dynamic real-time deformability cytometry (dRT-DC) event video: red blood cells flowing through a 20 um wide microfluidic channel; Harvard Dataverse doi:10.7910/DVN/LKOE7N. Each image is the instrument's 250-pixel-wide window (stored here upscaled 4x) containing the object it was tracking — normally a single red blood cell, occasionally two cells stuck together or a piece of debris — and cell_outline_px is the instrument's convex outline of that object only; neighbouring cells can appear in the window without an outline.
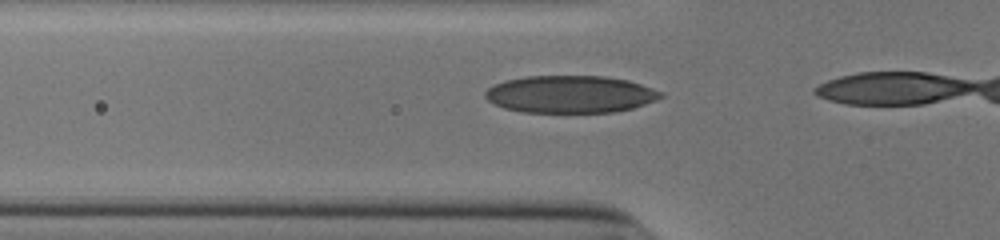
{"species": "human", "species_latin": "Homo sapiens", "temperature_condition": "cold", "stored_images_in_passage": 5, "camera_frame_rate_fps": 3000, "um_per_image_px": 0.085, "donor": {"sex": "male"}, "frame": {"image": 1, "passage_image": 3, "time_ms": 0.667, "image_size_px": [1000, 240], "cell_outline_px": [[664, 96], [656, 100], [632, 108], [616, 112], [520, 112], [504, 108], [488, 100], [484, 96], [484, 92], [488, 88], [504, 80], [528, 76], [604, 76], [628, 80], [664, 92]], "centroid_in_image_um": [48.48, 8.01], "position_along_channel_um": 77.3, "area_um2": 38.21}}